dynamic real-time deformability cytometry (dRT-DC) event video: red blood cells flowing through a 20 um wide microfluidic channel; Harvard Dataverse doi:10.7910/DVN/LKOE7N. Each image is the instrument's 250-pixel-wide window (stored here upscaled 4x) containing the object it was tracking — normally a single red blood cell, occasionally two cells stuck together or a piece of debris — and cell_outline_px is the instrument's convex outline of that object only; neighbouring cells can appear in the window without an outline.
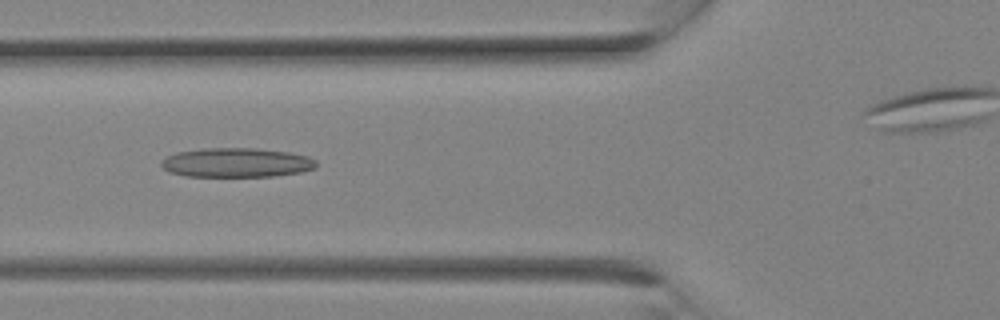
{"species": "Egyptian fruit bat (a non-hibernating species)", "species_latin": "Rousettus aegyptiacus", "temperature_condition": "room temperature", "stored_images_in_passage": 12, "camera_frame_rate_fps": 3000, "um_per_image_px": 0.085, "animal": {"sex": "female"}, "frame": {"image": 1, "passage_image": 9, "time_ms": 2.667, "image_size_px": [1000, 320], "cell_outline_px": [[316, 168], [300, 172], [272, 176], [184, 176], [168, 172], [160, 164], [160, 160], [176, 152], [204, 148], [256, 148], [288, 152], [308, 156], [316, 160]], "centroid_in_image_um": [20.08, 13.82], "position_along_channel_um": 105.7, "area_um2": 26.53}}
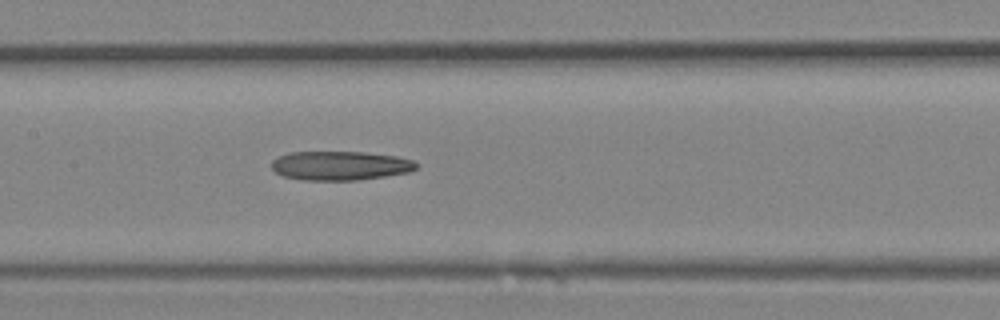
{"frame": {"image": 2, "passage_image": 12, "time_ms": 3.667, "image_size_px": [1000, 320], "cell_outline_px": [[420, 164], [416, 168], [408, 172], [384, 176], [356, 180], [304, 180], [284, 176], [276, 172], [272, 168], [272, 160], [288, 152], [364, 152], [396, 156], [412, 160]], "centroid_in_image_um": [28.92, 14.07], "position_along_channel_um": 178.5, "area_um2": 24.39}}